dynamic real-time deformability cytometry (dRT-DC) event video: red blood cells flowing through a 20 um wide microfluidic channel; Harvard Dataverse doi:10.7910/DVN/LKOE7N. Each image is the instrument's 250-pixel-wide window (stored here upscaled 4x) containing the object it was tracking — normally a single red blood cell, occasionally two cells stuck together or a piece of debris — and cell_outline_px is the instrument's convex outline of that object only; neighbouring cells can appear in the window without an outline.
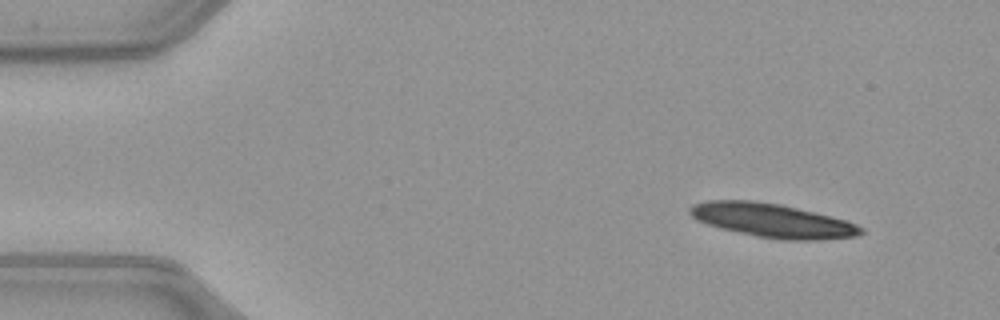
{"species": "common noctule bat (a hibernating species)", "species_latin": "Nyctalus noctula", "temperature_condition": "warm", "stored_images_in_passage": 47, "camera_frame_rate_fps": 3000, "um_per_image_px": 0.085, "animal": {"sex": "female", "body_mass_g": 21.9}, "frame": {"image": 1, "passage_image": 1, "time_ms": 0.0, "image_size_px": [1000, 320], "cell_outline_px": [[864, 232], [856, 236], [812, 240], [780, 240], [756, 236], [720, 228], [696, 220], [688, 212], [688, 208], [692, 204], [708, 200], [752, 200], [780, 204], [844, 220], [856, 224], [864, 228]], "centroid_in_image_um": [65.59, 18.74], "position_along_channel_um": 19.4, "area_um2": 33.52}}
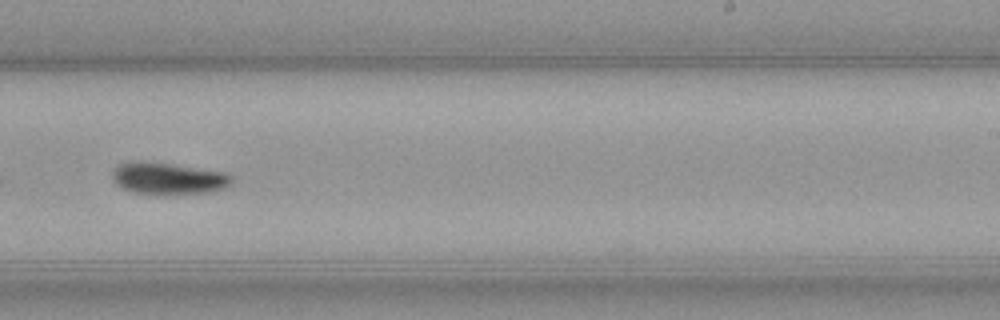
{"frame": {"image": 2, "passage_image": 28, "time_ms": 9.0, "image_size_px": [1000, 320], "cell_outline_px": [[232, 184], [224, 188], [208, 192], [172, 196], [168, 196], [132, 192], [116, 184], [112, 176], [112, 168], [128, 160], [140, 160], [172, 164], [224, 172], [232, 176]], "centroid_in_image_um": [14.26, 15.18], "position_along_channel_um": 274.7, "area_um2": 22.77}}
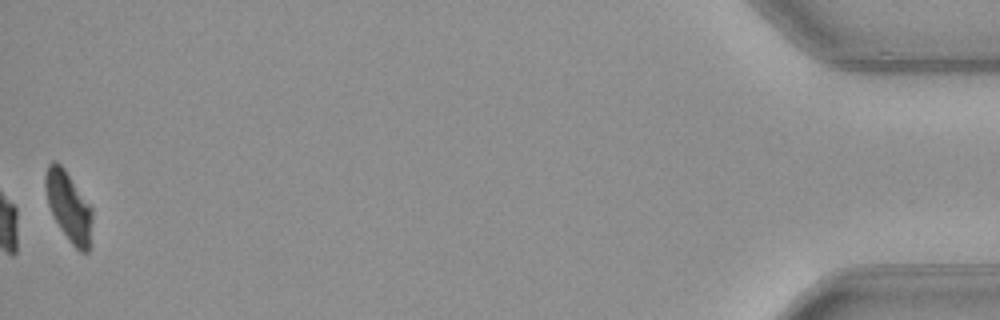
{"frame": {"image": 3, "passage_image": 47, "time_ms": 15.333, "image_size_px": [1000, 320], "cell_outline_px": [[92, 220], [88, 252], [80, 252], [72, 244], [60, 228], [48, 204], [44, 184], [44, 176], [48, 164], [52, 160], [56, 160], [64, 168], [92, 208]], "centroid_in_image_um": [5.82, 17.51], "position_along_channel_um": 429.4, "area_um2": 18.79}, "authors_computed_cell_mechanics": {"area_um2": 21.964, "velocity_mm_per_s": 4.0093, "shape_relaxation_time_tau1_ms": 5.4139, "shape_relaxation_time_tau2_ms": null, "deformation_change_tau1": 0.1783, "deformation_change_tau2": null}}